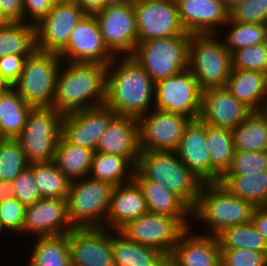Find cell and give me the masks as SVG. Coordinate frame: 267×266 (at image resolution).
I'll return each mask as SVG.
<instances>
[{
	"label": "cell",
	"mask_w": 267,
	"mask_h": 266,
	"mask_svg": "<svg viewBox=\"0 0 267 266\" xmlns=\"http://www.w3.org/2000/svg\"><path fill=\"white\" fill-rule=\"evenodd\" d=\"M154 89L155 82L132 56L115 57L107 65L105 104L119 116L139 119L154 109Z\"/></svg>",
	"instance_id": "obj_1"
},
{
	"label": "cell",
	"mask_w": 267,
	"mask_h": 266,
	"mask_svg": "<svg viewBox=\"0 0 267 266\" xmlns=\"http://www.w3.org/2000/svg\"><path fill=\"white\" fill-rule=\"evenodd\" d=\"M65 63L57 74L52 107L65 115L105 104L107 65L67 62L63 68Z\"/></svg>",
	"instance_id": "obj_2"
},
{
	"label": "cell",
	"mask_w": 267,
	"mask_h": 266,
	"mask_svg": "<svg viewBox=\"0 0 267 266\" xmlns=\"http://www.w3.org/2000/svg\"><path fill=\"white\" fill-rule=\"evenodd\" d=\"M134 180H152L177 195L191 210L203 182L179 159L176 151H140Z\"/></svg>",
	"instance_id": "obj_3"
},
{
	"label": "cell",
	"mask_w": 267,
	"mask_h": 266,
	"mask_svg": "<svg viewBox=\"0 0 267 266\" xmlns=\"http://www.w3.org/2000/svg\"><path fill=\"white\" fill-rule=\"evenodd\" d=\"M254 208L219 182L203 183L192 217L208 226L209 231L203 234L217 237L227 228L251 221Z\"/></svg>",
	"instance_id": "obj_4"
},
{
	"label": "cell",
	"mask_w": 267,
	"mask_h": 266,
	"mask_svg": "<svg viewBox=\"0 0 267 266\" xmlns=\"http://www.w3.org/2000/svg\"><path fill=\"white\" fill-rule=\"evenodd\" d=\"M219 34H191L188 69L201 90L225 87L232 71L231 52Z\"/></svg>",
	"instance_id": "obj_5"
},
{
	"label": "cell",
	"mask_w": 267,
	"mask_h": 266,
	"mask_svg": "<svg viewBox=\"0 0 267 266\" xmlns=\"http://www.w3.org/2000/svg\"><path fill=\"white\" fill-rule=\"evenodd\" d=\"M62 62L58 54L36 49L25 60L22 73L12 87L33 108L52 107Z\"/></svg>",
	"instance_id": "obj_6"
},
{
	"label": "cell",
	"mask_w": 267,
	"mask_h": 266,
	"mask_svg": "<svg viewBox=\"0 0 267 266\" xmlns=\"http://www.w3.org/2000/svg\"><path fill=\"white\" fill-rule=\"evenodd\" d=\"M191 34L138 41L132 57L154 82L188 68V46Z\"/></svg>",
	"instance_id": "obj_7"
},
{
	"label": "cell",
	"mask_w": 267,
	"mask_h": 266,
	"mask_svg": "<svg viewBox=\"0 0 267 266\" xmlns=\"http://www.w3.org/2000/svg\"><path fill=\"white\" fill-rule=\"evenodd\" d=\"M63 116L53 107L32 108L24 129L15 138L30 164L53 161Z\"/></svg>",
	"instance_id": "obj_8"
},
{
	"label": "cell",
	"mask_w": 267,
	"mask_h": 266,
	"mask_svg": "<svg viewBox=\"0 0 267 266\" xmlns=\"http://www.w3.org/2000/svg\"><path fill=\"white\" fill-rule=\"evenodd\" d=\"M114 186L84 177L71 182L67 196V212L74 228L105 227V219Z\"/></svg>",
	"instance_id": "obj_9"
},
{
	"label": "cell",
	"mask_w": 267,
	"mask_h": 266,
	"mask_svg": "<svg viewBox=\"0 0 267 266\" xmlns=\"http://www.w3.org/2000/svg\"><path fill=\"white\" fill-rule=\"evenodd\" d=\"M202 90L187 68L155 82L154 107L197 120L201 114Z\"/></svg>",
	"instance_id": "obj_10"
},
{
	"label": "cell",
	"mask_w": 267,
	"mask_h": 266,
	"mask_svg": "<svg viewBox=\"0 0 267 266\" xmlns=\"http://www.w3.org/2000/svg\"><path fill=\"white\" fill-rule=\"evenodd\" d=\"M94 15L108 50L115 57L132 56L138 44L134 5L106 6Z\"/></svg>",
	"instance_id": "obj_11"
},
{
	"label": "cell",
	"mask_w": 267,
	"mask_h": 266,
	"mask_svg": "<svg viewBox=\"0 0 267 266\" xmlns=\"http://www.w3.org/2000/svg\"><path fill=\"white\" fill-rule=\"evenodd\" d=\"M190 121L185 115L150 110L138 119L140 151H176Z\"/></svg>",
	"instance_id": "obj_12"
},
{
	"label": "cell",
	"mask_w": 267,
	"mask_h": 266,
	"mask_svg": "<svg viewBox=\"0 0 267 266\" xmlns=\"http://www.w3.org/2000/svg\"><path fill=\"white\" fill-rule=\"evenodd\" d=\"M185 229L176 217L147 212L120 232L129 240L160 250L168 257Z\"/></svg>",
	"instance_id": "obj_13"
},
{
	"label": "cell",
	"mask_w": 267,
	"mask_h": 266,
	"mask_svg": "<svg viewBox=\"0 0 267 266\" xmlns=\"http://www.w3.org/2000/svg\"><path fill=\"white\" fill-rule=\"evenodd\" d=\"M117 116L106 104L65 114L61 136L70 144L96 151L101 136Z\"/></svg>",
	"instance_id": "obj_14"
},
{
	"label": "cell",
	"mask_w": 267,
	"mask_h": 266,
	"mask_svg": "<svg viewBox=\"0 0 267 266\" xmlns=\"http://www.w3.org/2000/svg\"><path fill=\"white\" fill-rule=\"evenodd\" d=\"M85 14L74 1L54 4L51 11L35 25L37 49L59 54Z\"/></svg>",
	"instance_id": "obj_15"
},
{
	"label": "cell",
	"mask_w": 267,
	"mask_h": 266,
	"mask_svg": "<svg viewBox=\"0 0 267 266\" xmlns=\"http://www.w3.org/2000/svg\"><path fill=\"white\" fill-rule=\"evenodd\" d=\"M67 62L108 65L115 56L106 47L94 14H85L71 32L67 46L58 54Z\"/></svg>",
	"instance_id": "obj_16"
},
{
	"label": "cell",
	"mask_w": 267,
	"mask_h": 266,
	"mask_svg": "<svg viewBox=\"0 0 267 266\" xmlns=\"http://www.w3.org/2000/svg\"><path fill=\"white\" fill-rule=\"evenodd\" d=\"M138 41L169 38L186 33L176 0H157L134 4Z\"/></svg>",
	"instance_id": "obj_17"
},
{
	"label": "cell",
	"mask_w": 267,
	"mask_h": 266,
	"mask_svg": "<svg viewBox=\"0 0 267 266\" xmlns=\"http://www.w3.org/2000/svg\"><path fill=\"white\" fill-rule=\"evenodd\" d=\"M113 233L105 227L73 228L68 234L72 266H114Z\"/></svg>",
	"instance_id": "obj_18"
},
{
	"label": "cell",
	"mask_w": 267,
	"mask_h": 266,
	"mask_svg": "<svg viewBox=\"0 0 267 266\" xmlns=\"http://www.w3.org/2000/svg\"><path fill=\"white\" fill-rule=\"evenodd\" d=\"M73 228L68 218L66 199L41 198L26 206L23 223L25 235L35 238L57 236L69 234Z\"/></svg>",
	"instance_id": "obj_19"
},
{
	"label": "cell",
	"mask_w": 267,
	"mask_h": 266,
	"mask_svg": "<svg viewBox=\"0 0 267 266\" xmlns=\"http://www.w3.org/2000/svg\"><path fill=\"white\" fill-rule=\"evenodd\" d=\"M252 112L226 87L208 88L202 91L199 119L208 126L233 130Z\"/></svg>",
	"instance_id": "obj_20"
},
{
	"label": "cell",
	"mask_w": 267,
	"mask_h": 266,
	"mask_svg": "<svg viewBox=\"0 0 267 266\" xmlns=\"http://www.w3.org/2000/svg\"><path fill=\"white\" fill-rule=\"evenodd\" d=\"M186 228L171 254L168 266H221V248L218 238ZM198 233V234H197Z\"/></svg>",
	"instance_id": "obj_21"
},
{
	"label": "cell",
	"mask_w": 267,
	"mask_h": 266,
	"mask_svg": "<svg viewBox=\"0 0 267 266\" xmlns=\"http://www.w3.org/2000/svg\"><path fill=\"white\" fill-rule=\"evenodd\" d=\"M176 3L181 24L189 34L221 35L219 29L229 19L223 0H176Z\"/></svg>",
	"instance_id": "obj_22"
},
{
	"label": "cell",
	"mask_w": 267,
	"mask_h": 266,
	"mask_svg": "<svg viewBox=\"0 0 267 266\" xmlns=\"http://www.w3.org/2000/svg\"><path fill=\"white\" fill-rule=\"evenodd\" d=\"M148 212L141 187L133 179L114 186L105 219V228L120 231L130 221Z\"/></svg>",
	"instance_id": "obj_23"
},
{
	"label": "cell",
	"mask_w": 267,
	"mask_h": 266,
	"mask_svg": "<svg viewBox=\"0 0 267 266\" xmlns=\"http://www.w3.org/2000/svg\"><path fill=\"white\" fill-rule=\"evenodd\" d=\"M95 152L126 157L136 167L140 153L138 119L118 115L101 136Z\"/></svg>",
	"instance_id": "obj_24"
},
{
	"label": "cell",
	"mask_w": 267,
	"mask_h": 266,
	"mask_svg": "<svg viewBox=\"0 0 267 266\" xmlns=\"http://www.w3.org/2000/svg\"><path fill=\"white\" fill-rule=\"evenodd\" d=\"M179 159L203 183H210V157L206 145V124L191 120L176 150Z\"/></svg>",
	"instance_id": "obj_25"
},
{
	"label": "cell",
	"mask_w": 267,
	"mask_h": 266,
	"mask_svg": "<svg viewBox=\"0 0 267 266\" xmlns=\"http://www.w3.org/2000/svg\"><path fill=\"white\" fill-rule=\"evenodd\" d=\"M227 90L252 111H262L267 103V73L232 69Z\"/></svg>",
	"instance_id": "obj_26"
},
{
	"label": "cell",
	"mask_w": 267,
	"mask_h": 266,
	"mask_svg": "<svg viewBox=\"0 0 267 266\" xmlns=\"http://www.w3.org/2000/svg\"><path fill=\"white\" fill-rule=\"evenodd\" d=\"M135 181L141 187L148 212L176 217L186 228L192 227V210L177 195L156 181Z\"/></svg>",
	"instance_id": "obj_27"
},
{
	"label": "cell",
	"mask_w": 267,
	"mask_h": 266,
	"mask_svg": "<svg viewBox=\"0 0 267 266\" xmlns=\"http://www.w3.org/2000/svg\"><path fill=\"white\" fill-rule=\"evenodd\" d=\"M114 266H168V257L160 250L129 240L120 231L112 235Z\"/></svg>",
	"instance_id": "obj_28"
},
{
	"label": "cell",
	"mask_w": 267,
	"mask_h": 266,
	"mask_svg": "<svg viewBox=\"0 0 267 266\" xmlns=\"http://www.w3.org/2000/svg\"><path fill=\"white\" fill-rule=\"evenodd\" d=\"M210 157V183L220 182L230 169L235 153L232 130L206 125Z\"/></svg>",
	"instance_id": "obj_29"
},
{
	"label": "cell",
	"mask_w": 267,
	"mask_h": 266,
	"mask_svg": "<svg viewBox=\"0 0 267 266\" xmlns=\"http://www.w3.org/2000/svg\"><path fill=\"white\" fill-rule=\"evenodd\" d=\"M95 151L68 143L62 136L57 142L53 162L70 182L87 177Z\"/></svg>",
	"instance_id": "obj_30"
},
{
	"label": "cell",
	"mask_w": 267,
	"mask_h": 266,
	"mask_svg": "<svg viewBox=\"0 0 267 266\" xmlns=\"http://www.w3.org/2000/svg\"><path fill=\"white\" fill-rule=\"evenodd\" d=\"M36 46V27L25 22H0V57L30 56Z\"/></svg>",
	"instance_id": "obj_31"
},
{
	"label": "cell",
	"mask_w": 267,
	"mask_h": 266,
	"mask_svg": "<svg viewBox=\"0 0 267 266\" xmlns=\"http://www.w3.org/2000/svg\"><path fill=\"white\" fill-rule=\"evenodd\" d=\"M32 108L13 87L1 94L0 138H16L24 129Z\"/></svg>",
	"instance_id": "obj_32"
},
{
	"label": "cell",
	"mask_w": 267,
	"mask_h": 266,
	"mask_svg": "<svg viewBox=\"0 0 267 266\" xmlns=\"http://www.w3.org/2000/svg\"><path fill=\"white\" fill-rule=\"evenodd\" d=\"M232 195L254 207L267 205V171L246 175H224L220 182Z\"/></svg>",
	"instance_id": "obj_33"
},
{
	"label": "cell",
	"mask_w": 267,
	"mask_h": 266,
	"mask_svg": "<svg viewBox=\"0 0 267 266\" xmlns=\"http://www.w3.org/2000/svg\"><path fill=\"white\" fill-rule=\"evenodd\" d=\"M235 151L267 150V114L252 111L232 130Z\"/></svg>",
	"instance_id": "obj_34"
},
{
	"label": "cell",
	"mask_w": 267,
	"mask_h": 266,
	"mask_svg": "<svg viewBox=\"0 0 267 266\" xmlns=\"http://www.w3.org/2000/svg\"><path fill=\"white\" fill-rule=\"evenodd\" d=\"M135 170L126 157L95 152L88 176L117 186L133 180Z\"/></svg>",
	"instance_id": "obj_35"
},
{
	"label": "cell",
	"mask_w": 267,
	"mask_h": 266,
	"mask_svg": "<svg viewBox=\"0 0 267 266\" xmlns=\"http://www.w3.org/2000/svg\"><path fill=\"white\" fill-rule=\"evenodd\" d=\"M35 239L29 266H72L68 234Z\"/></svg>",
	"instance_id": "obj_36"
},
{
	"label": "cell",
	"mask_w": 267,
	"mask_h": 266,
	"mask_svg": "<svg viewBox=\"0 0 267 266\" xmlns=\"http://www.w3.org/2000/svg\"><path fill=\"white\" fill-rule=\"evenodd\" d=\"M42 198L67 199L71 182L57 168L53 161L29 165Z\"/></svg>",
	"instance_id": "obj_37"
},
{
	"label": "cell",
	"mask_w": 267,
	"mask_h": 266,
	"mask_svg": "<svg viewBox=\"0 0 267 266\" xmlns=\"http://www.w3.org/2000/svg\"><path fill=\"white\" fill-rule=\"evenodd\" d=\"M217 238L221 249L267 252V241L258 233L252 221L227 228Z\"/></svg>",
	"instance_id": "obj_38"
},
{
	"label": "cell",
	"mask_w": 267,
	"mask_h": 266,
	"mask_svg": "<svg viewBox=\"0 0 267 266\" xmlns=\"http://www.w3.org/2000/svg\"><path fill=\"white\" fill-rule=\"evenodd\" d=\"M224 26L229 31H226L228 33L223 36L226 37L223 41L231 53L241 48L267 42V25L265 24L241 23L228 19Z\"/></svg>",
	"instance_id": "obj_39"
},
{
	"label": "cell",
	"mask_w": 267,
	"mask_h": 266,
	"mask_svg": "<svg viewBox=\"0 0 267 266\" xmlns=\"http://www.w3.org/2000/svg\"><path fill=\"white\" fill-rule=\"evenodd\" d=\"M29 165L24 151L15 138L0 139V180L12 182Z\"/></svg>",
	"instance_id": "obj_40"
},
{
	"label": "cell",
	"mask_w": 267,
	"mask_h": 266,
	"mask_svg": "<svg viewBox=\"0 0 267 266\" xmlns=\"http://www.w3.org/2000/svg\"><path fill=\"white\" fill-rule=\"evenodd\" d=\"M231 59L232 69L267 73V42L235 50Z\"/></svg>",
	"instance_id": "obj_41"
},
{
	"label": "cell",
	"mask_w": 267,
	"mask_h": 266,
	"mask_svg": "<svg viewBox=\"0 0 267 266\" xmlns=\"http://www.w3.org/2000/svg\"><path fill=\"white\" fill-rule=\"evenodd\" d=\"M267 171V150L235 151L230 169L225 175H246Z\"/></svg>",
	"instance_id": "obj_42"
},
{
	"label": "cell",
	"mask_w": 267,
	"mask_h": 266,
	"mask_svg": "<svg viewBox=\"0 0 267 266\" xmlns=\"http://www.w3.org/2000/svg\"><path fill=\"white\" fill-rule=\"evenodd\" d=\"M229 19L267 25V0H245L229 10Z\"/></svg>",
	"instance_id": "obj_43"
},
{
	"label": "cell",
	"mask_w": 267,
	"mask_h": 266,
	"mask_svg": "<svg viewBox=\"0 0 267 266\" xmlns=\"http://www.w3.org/2000/svg\"><path fill=\"white\" fill-rule=\"evenodd\" d=\"M221 266H267V252L221 249Z\"/></svg>",
	"instance_id": "obj_44"
},
{
	"label": "cell",
	"mask_w": 267,
	"mask_h": 266,
	"mask_svg": "<svg viewBox=\"0 0 267 266\" xmlns=\"http://www.w3.org/2000/svg\"><path fill=\"white\" fill-rule=\"evenodd\" d=\"M12 185L15 188V198L25 206L32 205L42 198L30 167L22 171L12 181Z\"/></svg>",
	"instance_id": "obj_45"
},
{
	"label": "cell",
	"mask_w": 267,
	"mask_h": 266,
	"mask_svg": "<svg viewBox=\"0 0 267 266\" xmlns=\"http://www.w3.org/2000/svg\"><path fill=\"white\" fill-rule=\"evenodd\" d=\"M26 206L16 198L0 202V220L3 227L9 231L23 234V223Z\"/></svg>",
	"instance_id": "obj_46"
},
{
	"label": "cell",
	"mask_w": 267,
	"mask_h": 266,
	"mask_svg": "<svg viewBox=\"0 0 267 266\" xmlns=\"http://www.w3.org/2000/svg\"><path fill=\"white\" fill-rule=\"evenodd\" d=\"M53 6L51 0H23V22L27 21V23L36 25L51 11Z\"/></svg>",
	"instance_id": "obj_47"
},
{
	"label": "cell",
	"mask_w": 267,
	"mask_h": 266,
	"mask_svg": "<svg viewBox=\"0 0 267 266\" xmlns=\"http://www.w3.org/2000/svg\"><path fill=\"white\" fill-rule=\"evenodd\" d=\"M28 56L6 55L0 57V74L13 85L20 77Z\"/></svg>",
	"instance_id": "obj_48"
},
{
	"label": "cell",
	"mask_w": 267,
	"mask_h": 266,
	"mask_svg": "<svg viewBox=\"0 0 267 266\" xmlns=\"http://www.w3.org/2000/svg\"><path fill=\"white\" fill-rule=\"evenodd\" d=\"M0 22H23V0H0Z\"/></svg>",
	"instance_id": "obj_49"
},
{
	"label": "cell",
	"mask_w": 267,
	"mask_h": 266,
	"mask_svg": "<svg viewBox=\"0 0 267 266\" xmlns=\"http://www.w3.org/2000/svg\"><path fill=\"white\" fill-rule=\"evenodd\" d=\"M251 221L258 233L267 241V206L255 207Z\"/></svg>",
	"instance_id": "obj_50"
},
{
	"label": "cell",
	"mask_w": 267,
	"mask_h": 266,
	"mask_svg": "<svg viewBox=\"0 0 267 266\" xmlns=\"http://www.w3.org/2000/svg\"><path fill=\"white\" fill-rule=\"evenodd\" d=\"M78 4L86 14H96L104 7V0H72Z\"/></svg>",
	"instance_id": "obj_51"
},
{
	"label": "cell",
	"mask_w": 267,
	"mask_h": 266,
	"mask_svg": "<svg viewBox=\"0 0 267 266\" xmlns=\"http://www.w3.org/2000/svg\"><path fill=\"white\" fill-rule=\"evenodd\" d=\"M15 198V188L11 181L0 180V202Z\"/></svg>",
	"instance_id": "obj_52"
},
{
	"label": "cell",
	"mask_w": 267,
	"mask_h": 266,
	"mask_svg": "<svg viewBox=\"0 0 267 266\" xmlns=\"http://www.w3.org/2000/svg\"><path fill=\"white\" fill-rule=\"evenodd\" d=\"M11 87L12 85L7 82L0 74V95L6 93Z\"/></svg>",
	"instance_id": "obj_53"
},
{
	"label": "cell",
	"mask_w": 267,
	"mask_h": 266,
	"mask_svg": "<svg viewBox=\"0 0 267 266\" xmlns=\"http://www.w3.org/2000/svg\"><path fill=\"white\" fill-rule=\"evenodd\" d=\"M126 3H130V0H104V7L114 6V5H123Z\"/></svg>",
	"instance_id": "obj_54"
},
{
	"label": "cell",
	"mask_w": 267,
	"mask_h": 266,
	"mask_svg": "<svg viewBox=\"0 0 267 266\" xmlns=\"http://www.w3.org/2000/svg\"><path fill=\"white\" fill-rule=\"evenodd\" d=\"M245 0H223L226 8L230 10L233 8L235 5L244 2Z\"/></svg>",
	"instance_id": "obj_55"
},
{
	"label": "cell",
	"mask_w": 267,
	"mask_h": 266,
	"mask_svg": "<svg viewBox=\"0 0 267 266\" xmlns=\"http://www.w3.org/2000/svg\"><path fill=\"white\" fill-rule=\"evenodd\" d=\"M148 1H157V0H130V3L134 5V4L148 2Z\"/></svg>",
	"instance_id": "obj_56"
},
{
	"label": "cell",
	"mask_w": 267,
	"mask_h": 266,
	"mask_svg": "<svg viewBox=\"0 0 267 266\" xmlns=\"http://www.w3.org/2000/svg\"><path fill=\"white\" fill-rule=\"evenodd\" d=\"M53 2V4H57V3H66L72 0H51Z\"/></svg>",
	"instance_id": "obj_57"
},
{
	"label": "cell",
	"mask_w": 267,
	"mask_h": 266,
	"mask_svg": "<svg viewBox=\"0 0 267 266\" xmlns=\"http://www.w3.org/2000/svg\"><path fill=\"white\" fill-rule=\"evenodd\" d=\"M4 229V230H3ZM7 232L6 230H5V228L3 227V225H2V223H1V220H0V233L1 232Z\"/></svg>",
	"instance_id": "obj_58"
},
{
	"label": "cell",
	"mask_w": 267,
	"mask_h": 266,
	"mask_svg": "<svg viewBox=\"0 0 267 266\" xmlns=\"http://www.w3.org/2000/svg\"><path fill=\"white\" fill-rule=\"evenodd\" d=\"M264 111H265L266 114H267V103H266V106L264 107Z\"/></svg>",
	"instance_id": "obj_59"
}]
</instances>
